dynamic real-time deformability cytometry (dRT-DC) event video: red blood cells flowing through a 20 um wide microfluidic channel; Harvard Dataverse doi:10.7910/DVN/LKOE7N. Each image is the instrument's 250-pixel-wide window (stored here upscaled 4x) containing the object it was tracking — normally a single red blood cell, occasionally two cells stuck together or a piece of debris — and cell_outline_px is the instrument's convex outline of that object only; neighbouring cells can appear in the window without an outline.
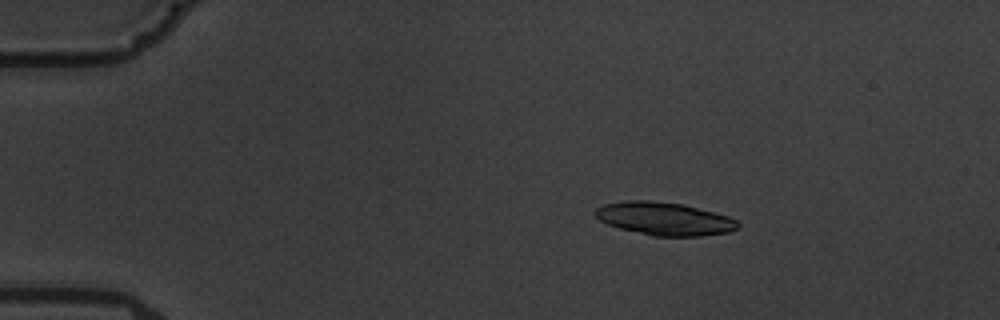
{"species": "common noctule bat (a hibernating species)", "species_latin": "Nyctalus noctula", "temperature_condition": "warm", "stored_images_in_passage": 11, "camera_frame_rate_fps": 3000, "um_per_image_px": 0.085, "animal": {"sex": "male", "body_mass_g": 19.5, "forearm_length_mm": 54.6}, "frame": {"image": 1, "passage_image": 4, "time_ms": 3.333, "image_size_px": [1000, 320], "cell_outline_px": [[740, 228], [728, 232], [700, 236], [652, 236], [620, 228], [608, 224], [600, 220], [592, 212], [596, 208], [604, 204], [624, 200], [648, 200], [684, 204], [728, 216], [736, 220], [740, 224]], "centroid_in_image_um": [56.47, 18.58], "position_along_channel_um": 28.5, "area_um2": 27.51}}